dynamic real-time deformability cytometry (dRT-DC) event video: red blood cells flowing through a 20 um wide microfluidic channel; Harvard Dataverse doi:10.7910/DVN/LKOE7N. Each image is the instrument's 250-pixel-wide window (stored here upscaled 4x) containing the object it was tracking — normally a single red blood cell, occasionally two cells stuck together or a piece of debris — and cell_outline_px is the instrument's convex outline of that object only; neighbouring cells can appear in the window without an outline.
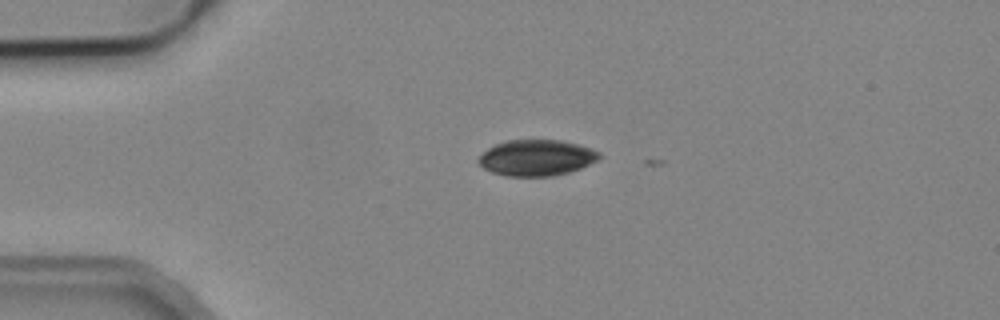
{"species": "common noctule bat (a hibernating species)", "species_latin": "Nyctalus noctula", "temperature_condition": "cold", "stored_images_in_passage": 2, "camera_frame_rate_fps": 3000, "um_per_image_px": 0.085, "animal": {"sex": "male", "body_mass_g": 19.2, "forearm_length_mm": 51.8}, "frame": {"image": 1, "passage_image": 1, "time_ms": 0.0, "image_size_px": [1000, 320], "cell_outline_px": [[600, 156], [596, 160], [580, 168], [568, 172], [552, 176], [504, 176], [492, 172], [484, 168], [476, 160], [488, 148], [504, 140], [560, 140], [592, 148], [600, 152]], "centroid_in_image_um": [45.58, 13.41], "position_along_channel_um": 39.4, "area_um2": 25.2}}